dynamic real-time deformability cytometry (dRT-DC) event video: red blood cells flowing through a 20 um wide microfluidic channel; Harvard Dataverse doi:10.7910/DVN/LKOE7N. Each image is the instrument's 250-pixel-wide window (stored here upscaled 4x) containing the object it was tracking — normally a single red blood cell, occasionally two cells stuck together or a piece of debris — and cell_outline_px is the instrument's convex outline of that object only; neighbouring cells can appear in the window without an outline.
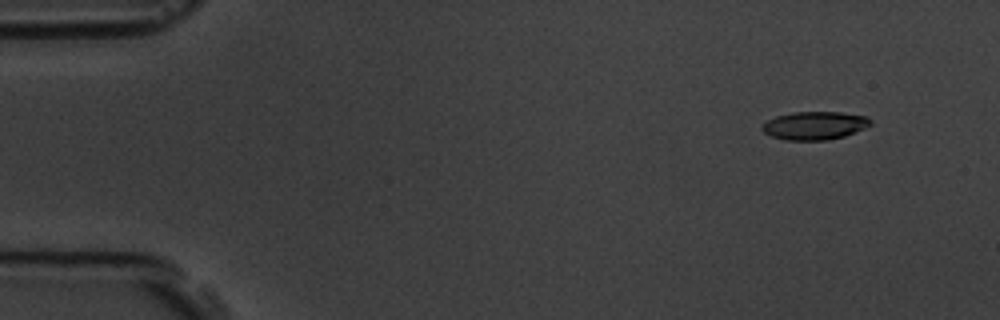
{"species": "common noctule bat (a hibernating species)", "species_latin": "Nyctalus noctula", "temperature_condition": "room temperature", "stored_images_in_passage": 7, "camera_frame_rate_fps": 3000, "um_per_image_px": 0.085, "animal": {"sex": "male", "body_mass_g": 19.5, "forearm_length_mm": 54.6}, "frame": {"image": 1, "passage_image": 2, "time_ms": 1.0, "image_size_px": [1000, 320], "cell_outline_px": [[872, 124], [864, 128], [844, 136], [828, 140], [784, 140], [772, 136], [764, 132], [760, 128], [768, 120], [776, 116], [792, 112], [840, 112], [864, 116], [872, 120]], "centroid_in_image_um": [69.23, 10.67], "position_along_channel_um": 15.8, "area_um2": 17.69}}
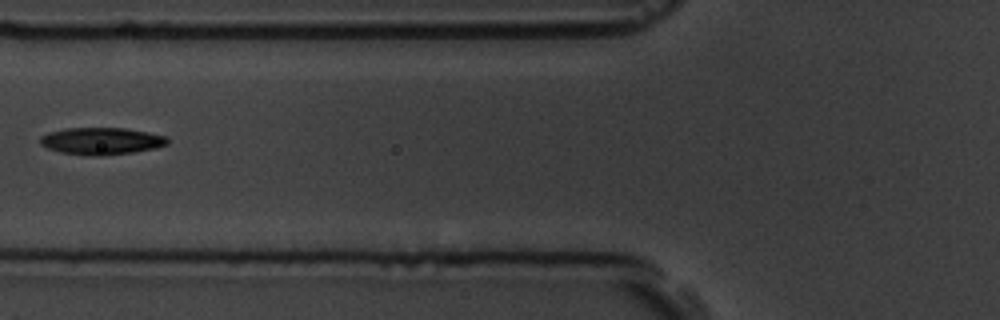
{"frame": {"image": 2, "passage_image": 6, "time_ms": 6.667, "image_size_px": [1000, 320], "cell_outline_px": [[168, 144], [156, 148], [132, 152], [104, 156], [88, 156], [60, 152], [48, 148], [40, 144], [40, 136], [48, 132], [64, 128], [124, 128], [148, 132], [168, 136]], "centroid_in_image_um": [8.62, 11.99], "position_along_channel_um": 117.2, "area_um2": 20.29}}
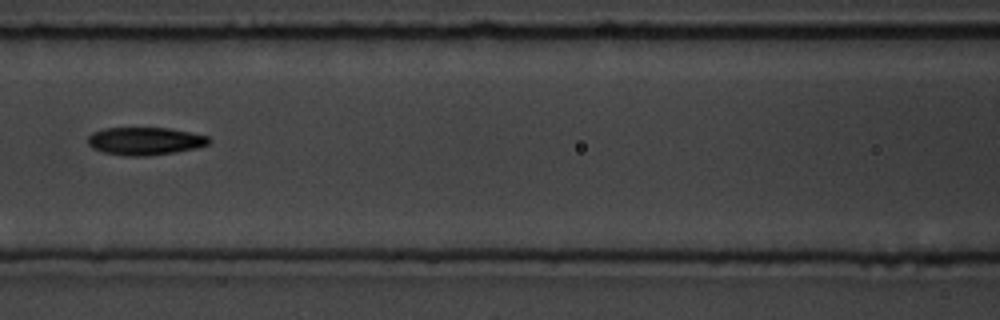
{"frame": {"image": 3, "passage_image": 7, "time_ms": 7.667, "image_size_px": [1000, 320], "cell_outline_px": [[212, 140], [208, 144], [196, 148], [176, 152], [148, 156], [124, 156], [104, 152], [92, 148], [88, 144], [88, 136], [92, 132], [104, 128], [168, 128], [192, 132], [208, 136]], "centroid_in_image_um": [12.33, 11.99], "position_along_channel_um": 154.3, "area_um2": 19.77}}